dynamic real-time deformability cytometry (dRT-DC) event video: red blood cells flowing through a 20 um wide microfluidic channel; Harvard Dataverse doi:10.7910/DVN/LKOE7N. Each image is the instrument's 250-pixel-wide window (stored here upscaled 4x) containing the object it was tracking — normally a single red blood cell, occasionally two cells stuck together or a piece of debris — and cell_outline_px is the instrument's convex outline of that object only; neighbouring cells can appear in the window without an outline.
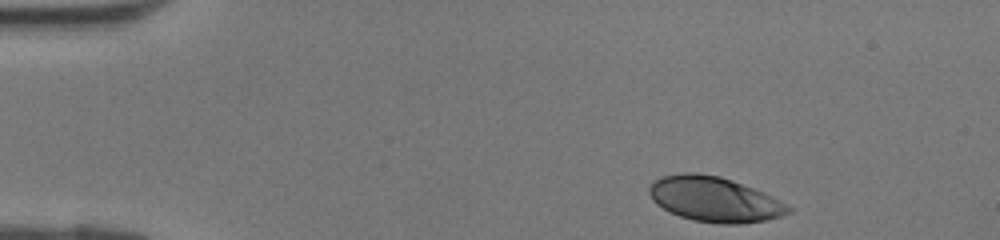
{"species": "human", "species_latin": "Homo sapiens", "temperature_condition": "room temperature", "stored_images_in_passage": 36, "camera_frame_rate_fps": 3000, "um_per_image_px": 0.085, "donor": {"sex": "female"}, "frame": {"image": 1, "passage_image": 1, "time_ms": 0.0, "image_size_px": [1000, 240], "cell_outline_px": [[796, 208], [792, 212], [768, 220], [740, 224], [720, 224], [692, 220], [680, 216], [656, 204], [652, 200], [648, 192], [648, 188], [652, 180], [660, 176], [684, 172], [696, 172], [720, 176], [732, 180], [764, 192]], "centroid_in_image_um": [60.75, 16.93], "position_along_channel_um": 24.3, "area_um2": 36.99}}
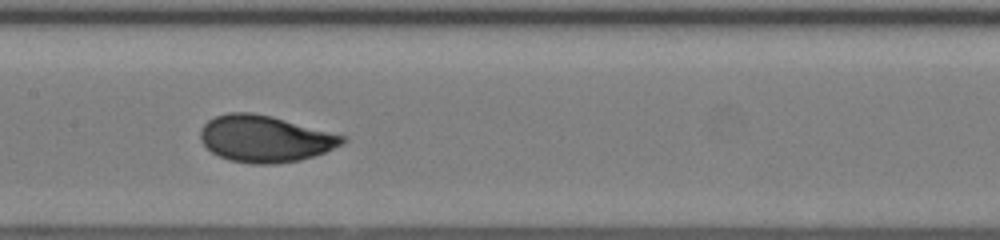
{"frame": {"image": 2, "passage_image": 16, "time_ms": 5.0, "image_size_px": [1000, 240], "cell_outline_px": [[348, 140], [344, 144], [324, 152], [300, 160], [276, 164], [252, 164], [228, 160], [212, 152], [200, 140], [200, 128], [208, 120], [216, 116], [228, 112], [252, 112], [272, 116], [348, 136]], "centroid_in_image_um": [22.55, 11.79], "position_along_channel_um": 184.9, "area_um2": 38.9}}
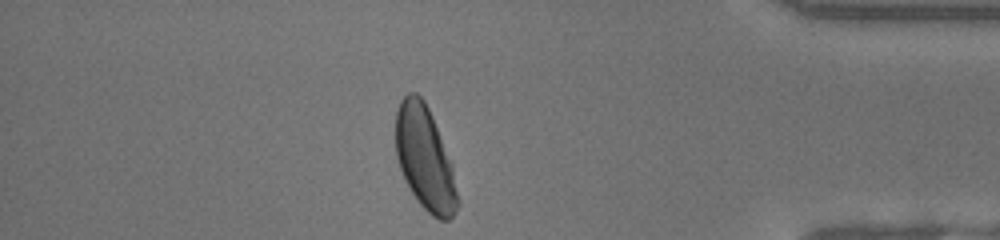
{"frame": {"image": 3, "passage_image": 31, "time_ms": 10.0, "image_size_px": [1000, 240], "cell_outline_px": [[460, 204], [456, 212], [448, 220], [440, 220], [432, 216], [416, 200], [404, 180], [396, 156], [396, 112], [400, 100], [408, 92], [416, 92], [424, 100], [432, 116], [452, 164], [460, 200]], "centroid_in_image_um": [36.13, 13.49], "position_along_channel_um": 399.1, "area_um2": 37.57}}